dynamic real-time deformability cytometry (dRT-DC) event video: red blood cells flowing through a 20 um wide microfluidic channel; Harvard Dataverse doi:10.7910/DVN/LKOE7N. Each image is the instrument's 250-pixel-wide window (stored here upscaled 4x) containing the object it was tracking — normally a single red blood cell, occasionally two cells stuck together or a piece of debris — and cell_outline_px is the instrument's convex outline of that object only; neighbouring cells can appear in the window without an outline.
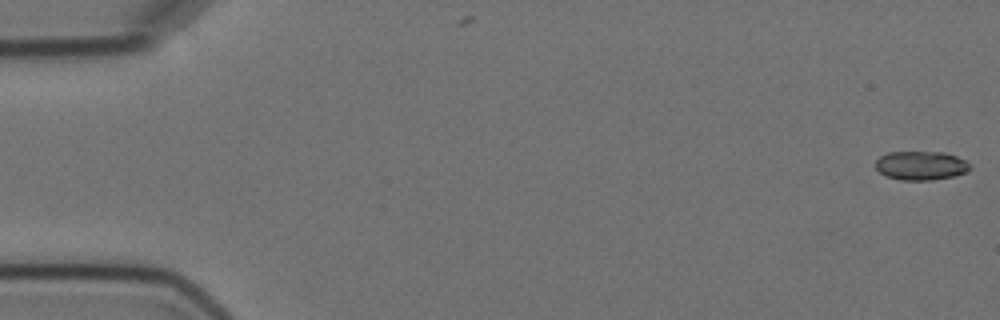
{"species": "Egyptian fruit bat (a non-hibernating species)", "species_latin": "Rousettus aegyptiacus", "temperature_condition": "cold", "stored_images_in_passage": 9, "camera_frame_rate_fps": 3000, "um_per_image_px": 0.085, "animal": {"sex": "female"}, "frame": {"image": 1, "passage_image": 1, "time_ms": 0.0, "image_size_px": [1000, 320], "cell_outline_px": [[972, 168], [968, 172], [956, 176], [932, 180], [900, 180], [888, 176], [880, 172], [876, 168], [876, 160], [880, 156], [888, 152], [944, 152], [956, 156], [964, 160]], "centroid_in_image_um": [78.3, 14.08], "position_along_channel_um": 6.7, "area_um2": 15.95}}
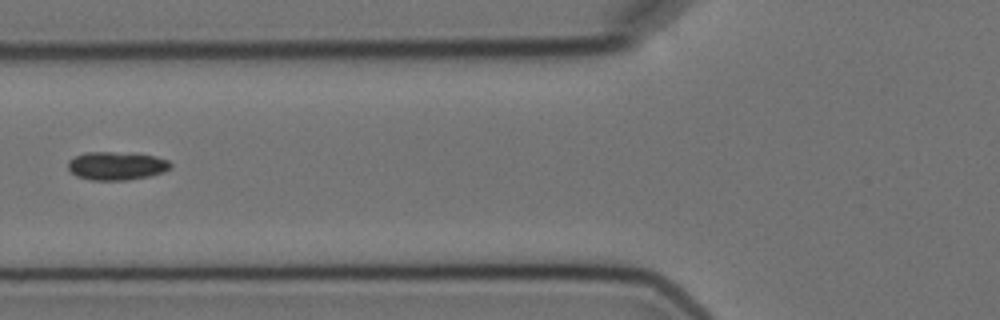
{"frame": {"image": 2, "passage_image": 7, "time_ms": 7.0, "image_size_px": [1000, 320], "cell_outline_px": [[172, 168], [164, 172], [148, 176], [128, 180], [92, 180], [76, 176], [68, 168], [68, 160], [84, 152], [112, 152], [156, 156], [168, 160], [172, 164]], "centroid_in_image_um": [9.91, 14.1], "position_along_channel_um": 115.9, "area_um2": 16.88}}
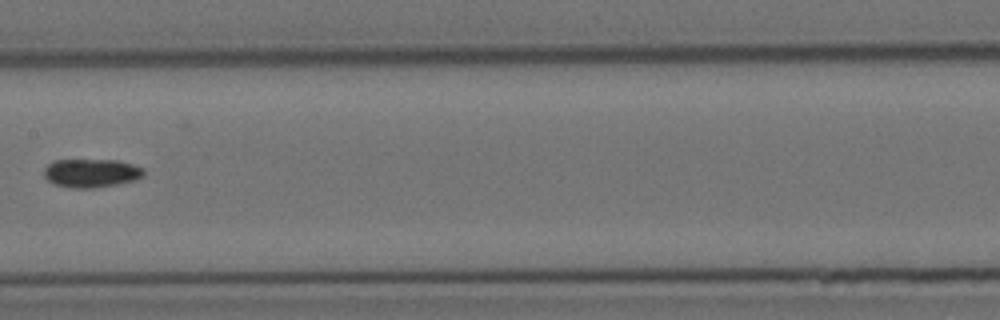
{"frame": {"image": 3, "passage_image": 9, "time_ms": 9.333, "image_size_px": [1000, 320], "cell_outline_px": [[144, 176], [136, 180], [116, 184], [92, 188], [68, 188], [52, 184], [44, 176], [44, 168], [52, 160], [116, 160], [132, 164], [144, 168]], "centroid_in_image_um": [7.74, 14.71], "position_along_channel_um": 199.7, "area_um2": 16.76}}